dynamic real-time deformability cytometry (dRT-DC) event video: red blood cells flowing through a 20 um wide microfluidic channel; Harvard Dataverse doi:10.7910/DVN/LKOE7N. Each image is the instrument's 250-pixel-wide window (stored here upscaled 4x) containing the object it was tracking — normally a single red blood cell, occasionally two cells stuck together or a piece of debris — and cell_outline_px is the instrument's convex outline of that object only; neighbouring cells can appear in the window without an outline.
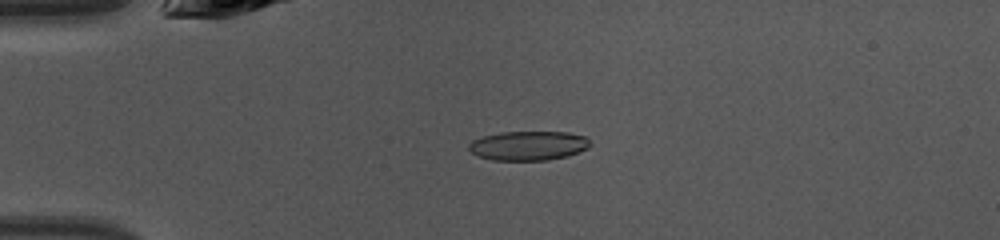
{"species": "common noctule bat (a hibernating species)", "species_latin": "Nyctalus noctula", "temperature_condition": "warm", "stored_images_in_passage": 45, "camera_frame_rate_fps": 3000, "um_per_image_px": 0.085, "animal": {"sex": "female", "body_mass_g": 10.0, "forearm_length_mm": 53.1}, "frame": {"image": 1, "passage_image": 10, "time_ms": 3.0, "image_size_px": [1000, 240], "cell_outline_px": [[592, 144], [588, 148], [568, 156], [548, 160], [492, 160], [476, 156], [468, 148], [468, 144], [472, 140], [484, 136], [500, 132], [568, 132], [584, 136]], "centroid_in_image_um": [44.9, 12.38], "position_along_channel_um": 40.1, "area_um2": 20.81}}
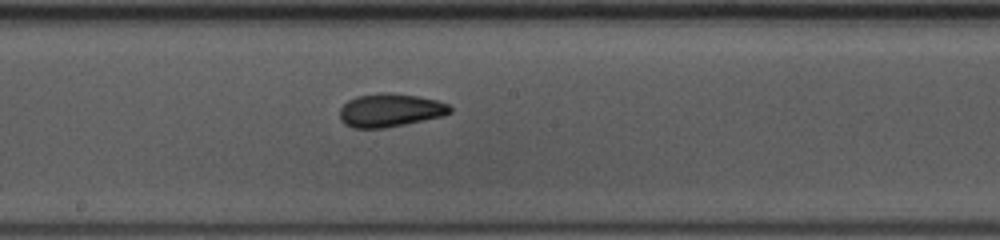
{"frame": {"image": 2, "passage_image": 24, "time_ms": 7.667, "image_size_px": [1000, 240], "cell_outline_px": [[452, 112], [444, 116], [384, 128], [352, 128], [344, 124], [340, 120], [340, 108], [348, 100], [356, 96], [380, 92], [388, 92], [416, 96], [436, 100], [448, 104], [452, 108]], "centroid_in_image_um": [33.14, 9.37], "position_along_channel_um": 215.1, "area_um2": 21.5}}
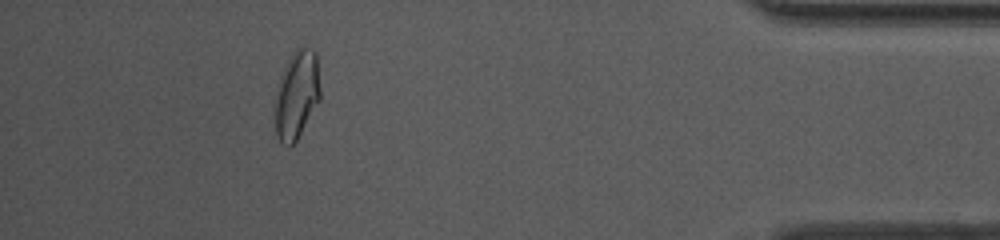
{"frame": {"image": 3, "passage_image": 41, "time_ms": 13.333, "image_size_px": [1000, 240], "cell_outline_px": [[320, 100], [296, 140], [288, 148], [280, 144], [276, 136], [276, 92], [280, 76], [292, 52], [300, 44], [312, 48], [316, 52], [320, 88]], "centroid_in_image_um": [25.23, 8.02], "position_along_channel_um": 410.0, "area_um2": 23.41}, "authors_computed_cell_mechanics": {"area_um2": 20.808, "velocity_mm_per_s": 4.2835, "shape_relaxation_time_tau1_ms": 4.0192, "shape_relaxation_time_tau2_ms": 1.684, "deformation_change_tau1": 0.1375, "deformation_change_tau2": 0.0729}}